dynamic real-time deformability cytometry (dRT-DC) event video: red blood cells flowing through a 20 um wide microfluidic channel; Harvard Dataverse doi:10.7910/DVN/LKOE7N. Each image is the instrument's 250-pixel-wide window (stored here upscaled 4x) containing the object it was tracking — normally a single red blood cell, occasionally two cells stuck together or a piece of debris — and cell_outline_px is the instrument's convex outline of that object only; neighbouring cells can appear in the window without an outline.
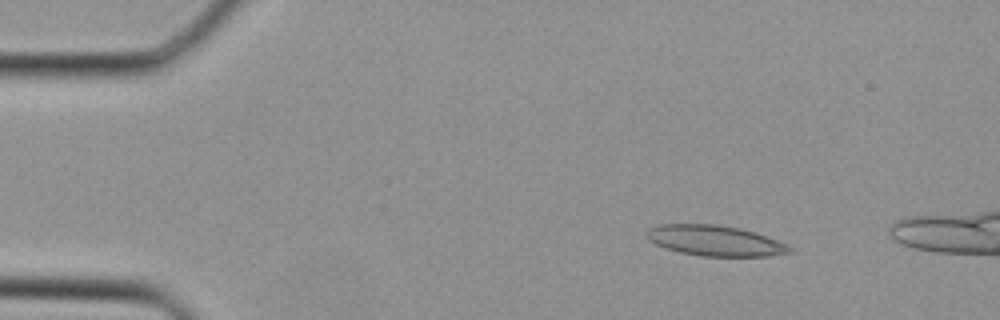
{"species": "Egyptian fruit bat (a non-hibernating species)", "species_latin": "Rousettus aegyptiacus", "temperature_condition": "cold", "stored_images_in_passage": 8, "camera_frame_rate_fps": 3000, "um_per_image_px": 0.085, "animal": {"sex": "female"}, "frame": {"image": 1, "passage_image": 3, "time_ms": 0.667, "image_size_px": [1000, 320], "cell_outline_px": [[792, 252], [768, 256], [700, 256], [680, 252], [656, 244], [648, 240], [648, 228], [660, 224], [716, 224], [740, 228], [768, 236], [788, 244], [792, 248]], "centroid_in_image_um": [60.82, 20.45], "position_along_channel_um": 24.2, "area_um2": 25.37}}